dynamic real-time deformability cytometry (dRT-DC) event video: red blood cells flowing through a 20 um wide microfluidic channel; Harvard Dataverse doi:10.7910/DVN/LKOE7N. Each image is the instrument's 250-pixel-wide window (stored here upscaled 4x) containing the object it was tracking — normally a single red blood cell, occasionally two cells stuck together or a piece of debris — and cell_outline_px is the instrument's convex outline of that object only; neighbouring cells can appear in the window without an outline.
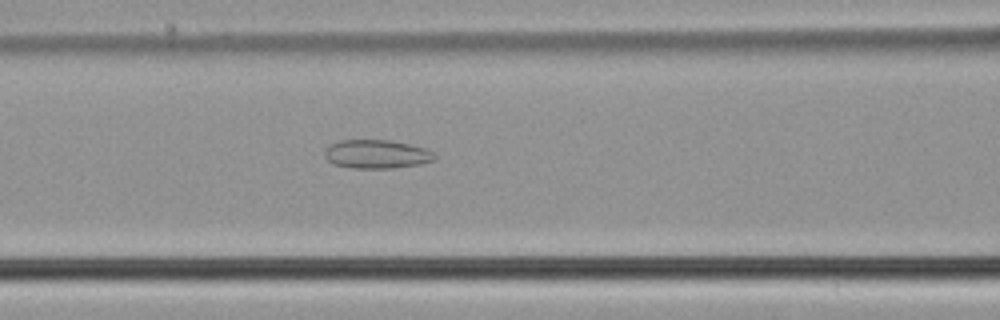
{"species": "common noctule bat (a hibernating species)", "species_latin": "Nyctalus noctula", "temperature_condition": "cold", "stored_images_in_passage": 43, "camera_frame_rate_fps": 3000, "um_per_image_px": 0.085, "animal": {"sex": "male", "body_mass_g": 21.5, "forearm_length_mm": 52.0}, "frame": {"image": 1, "passage_image": 12, "time_ms": 3.667, "image_size_px": [1000, 320], "cell_outline_px": [[436, 156], [432, 160], [420, 164], [392, 168], [352, 168], [332, 164], [324, 156], [324, 148], [340, 140], [392, 140], [424, 148], [432, 152]], "centroid_in_image_um": [31.96, 13.1], "position_along_channel_um": 134.6, "area_um2": 18.32}}
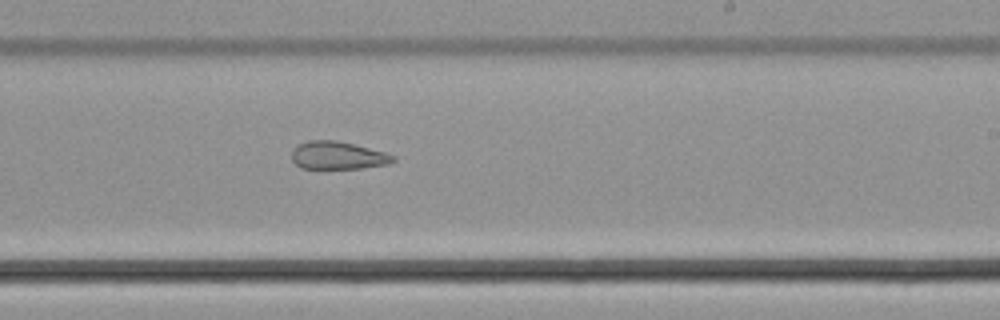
{"frame": {"image": 2, "passage_image": 22, "time_ms": 7.0, "image_size_px": [1000, 320], "cell_outline_px": [[396, 160], [388, 164], [360, 168], [300, 168], [292, 160], [292, 148], [308, 140], [336, 140], [384, 152], [396, 156]], "centroid_in_image_um": [28.7, 13.21], "position_along_channel_um": 260.3, "area_um2": 16.3}}
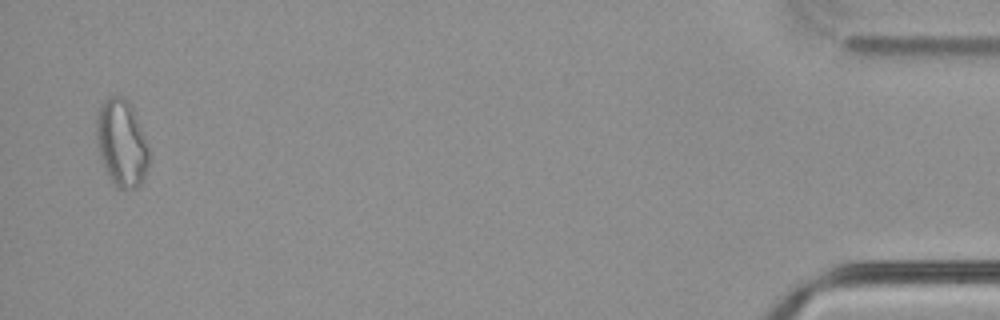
{"frame": {"image": 3, "passage_image": 42, "time_ms": 13.667, "image_size_px": [1000, 320], "cell_outline_px": [[148, 164], [144, 180], [136, 188], [116, 188], [108, 176], [100, 160], [96, 148], [96, 116], [100, 104], [108, 96], [120, 96], [128, 100], [132, 104], [148, 144]], "centroid_in_image_um": [10.31, 12.14], "position_along_channel_um": 424.9, "area_um2": 27.22}, "authors_computed_cell_mechanics": {"area_um2": 20.3456, "velocity_mm_per_s": 3.7801, "shape_relaxation_time_tau1_ms": null, "shape_relaxation_time_tau2_ms": 2.9479, "deformation_change_tau1": null, "deformation_change_tau2": 0.1189}}